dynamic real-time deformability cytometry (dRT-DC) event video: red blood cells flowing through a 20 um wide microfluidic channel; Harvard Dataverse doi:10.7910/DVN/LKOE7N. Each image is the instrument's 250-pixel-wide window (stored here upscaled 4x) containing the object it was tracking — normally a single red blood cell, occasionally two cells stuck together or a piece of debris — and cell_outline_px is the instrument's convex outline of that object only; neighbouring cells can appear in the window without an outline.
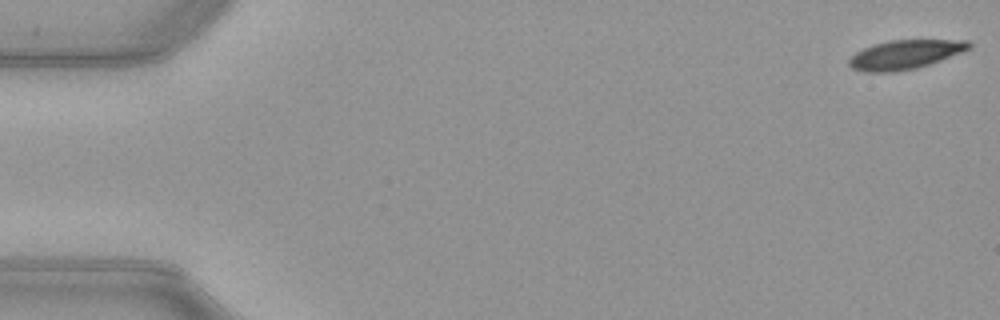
{"species": "common noctule bat (a hibernating species)", "species_latin": "Nyctalus noctula", "temperature_condition": "warm", "stored_images_in_passage": 52, "camera_frame_rate_fps": 3000, "um_per_image_px": 0.085, "animal": {"sex": "female", "body_mass_g": 21.9}, "frame": {"image": 1, "passage_image": 1, "time_ms": 0.0, "image_size_px": [1000, 320], "cell_outline_px": [[972, 48], [940, 60], [916, 68], [892, 72], [864, 72], [852, 68], [848, 64], [848, 60], [856, 52], [872, 44], [888, 40], [968, 40], [972, 44]], "centroid_in_image_um": [76.91, 4.63], "position_along_channel_um": 8.1, "area_um2": 20.29}}
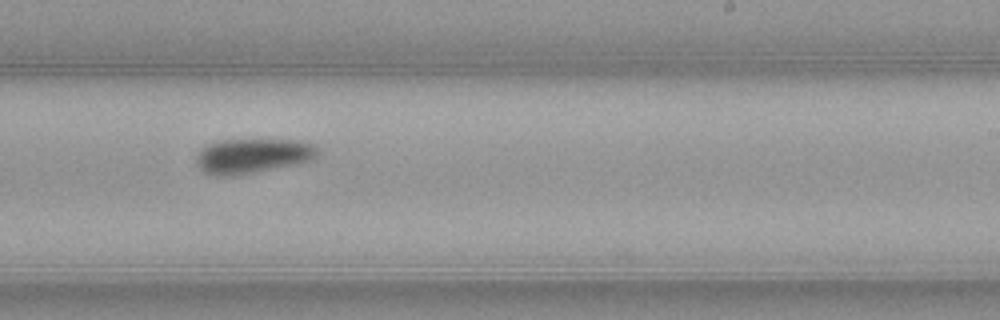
{"frame": {"image": 2, "passage_image": 32, "time_ms": 10.333, "image_size_px": [1000, 320], "cell_outline_px": [[316, 156], [312, 160], [296, 164], [236, 176], [220, 176], [204, 172], [200, 168], [196, 160], [196, 156], [208, 144], [216, 140], [300, 140], [316, 144]], "centroid_in_image_um": [21.48, 13.25], "position_along_channel_um": 267.5, "area_um2": 24.51}}
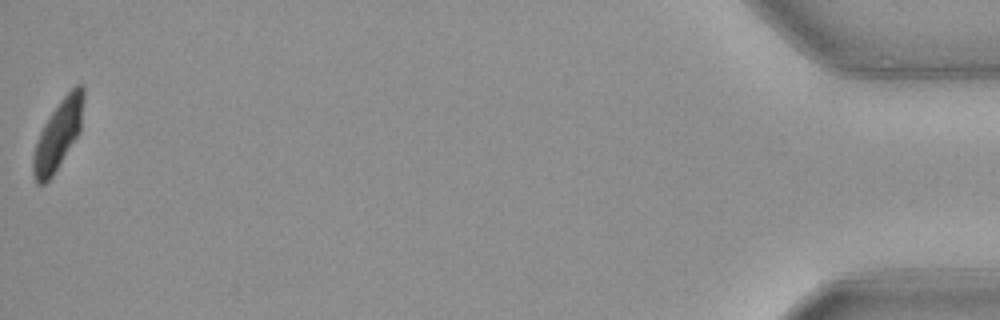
{"frame": {"image": 3, "passage_image": 52, "time_ms": 17.0, "image_size_px": [1000, 320], "cell_outline_px": [[84, 96], [80, 132], [52, 176], [44, 184], [36, 184], [32, 172], [32, 160], [36, 144], [40, 132], [44, 124], [60, 100], [76, 84], [84, 84]], "centroid_in_image_um": [4.94, 11.45], "position_along_channel_um": 430.3, "area_um2": 20.11}, "authors_computed_cell_mechanics": {"area_um2": 22.4264, "velocity_mm_per_s": 3.9723, "shape_relaxation_time_tau1_ms": 2.8483, "shape_relaxation_time_tau2_ms": null, "deformation_change_tau1": 0.1532, "deformation_change_tau2": null}}